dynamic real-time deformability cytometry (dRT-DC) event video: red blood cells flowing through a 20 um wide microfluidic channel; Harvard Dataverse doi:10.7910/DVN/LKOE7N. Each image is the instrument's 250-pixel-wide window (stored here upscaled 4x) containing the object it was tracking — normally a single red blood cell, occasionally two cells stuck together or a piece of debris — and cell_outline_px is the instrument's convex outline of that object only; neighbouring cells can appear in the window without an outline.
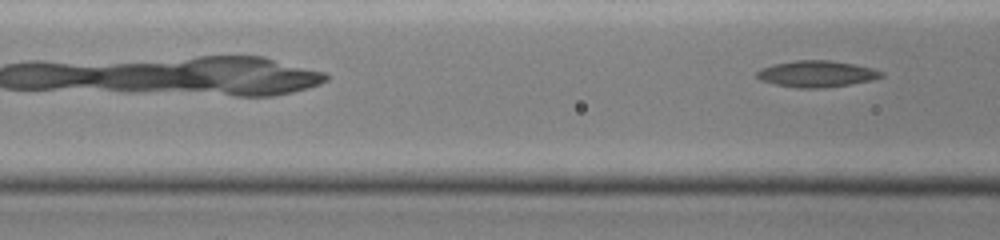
{"species": "common noctule bat (a hibernating species)", "species_latin": "Nyctalus noctula", "temperature_condition": "cold", "stored_images_in_passage": 6, "camera_frame_rate_fps": 3000, "um_per_image_px": 0.085, "animal": {"sex": "female", "body_mass_g": 19.0, "forearm_length_mm": 51.5}, "frame": {"image": 1, "passage_image": 6, "time_ms": 3.0, "image_size_px": [1000, 240], "cell_outline_px": [[884, 76], [872, 80], [824, 88], [796, 88], [776, 84], [760, 80], [756, 76], [756, 72], [760, 68], [772, 64], [796, 60], [828, 60], [856, 64], [872, 68], [884, 72]], "centroid_in_image_um": [69.4, 6.27], "position_along_channel_um": 97.2, "area_um2": 19.25}}